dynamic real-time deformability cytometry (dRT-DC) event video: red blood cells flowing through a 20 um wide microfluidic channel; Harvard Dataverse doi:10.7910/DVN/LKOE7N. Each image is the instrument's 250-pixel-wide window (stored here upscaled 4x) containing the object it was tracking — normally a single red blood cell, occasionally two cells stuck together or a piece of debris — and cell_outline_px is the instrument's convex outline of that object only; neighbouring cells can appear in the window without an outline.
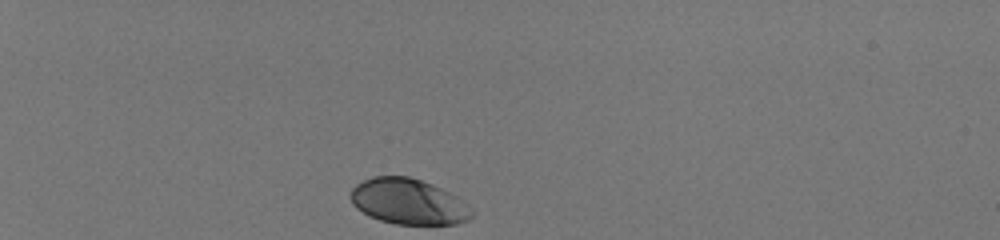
{"species": "human", "species_latin": "Homo sapiens", "temperature_condition": "room temperature", "stored_images_in_passage": 35, "camera_frame_rate_fps": 3000, "um_per_image_px": 0.085, "donor": {"sex": "male"}, "frame": {"image": 1, "passage_image": 1, "time_ms": 0.0, "image_size_px": [1000, 240], "cell_outline_px": [[476, 212], [468, 220], [456, 224], [396, 224], [380, 220], [368, 216], [356, 208], [352, 204], [348, 196], [352, 188], [356, 184], [372, 176], [408, 176], [432, 184], [456, 196], [472, 208]], "centroid_in_image_um": [34.69, 17.14], "position_along_channel_um": 50.3, "area_um2": 32.43}}
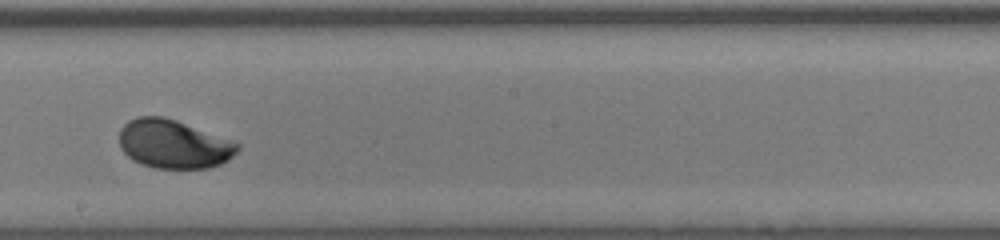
{"frame": {"image": 2, "passage_image": 20, "time_ms": 6.333, "image_size_px": [1000, 240], "cell_outline_px": [[240, 148], [228, 160], [220, 164], [208, 168], [156, 168], [140, 164], [132, 160], [120, 148], [120, 128], [128, 120], [136, 116], [164, 116], [236, 140], [240, 144]], "centroid_in_image_um": [14.78, 12.23], "position_along_channel_um": 233.4, "area_um2": 33.99}}
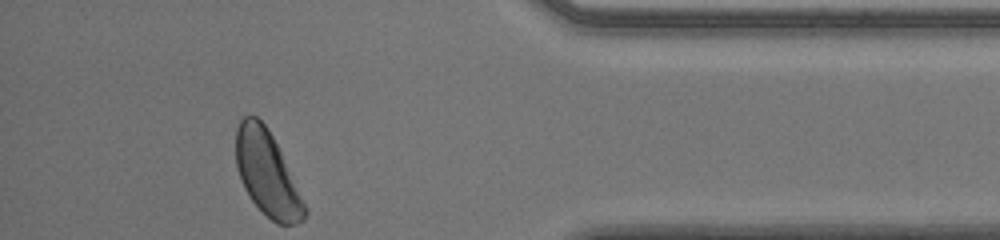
{"frame": {"image": 3, "passage_image": 35, "time_ms": 11.333, "image_size_px": [1000, 240], "cell_outline_px": [[308, 212], [304, 220], [296, 224], [276, 224], [252, 200], [244, 188], [240, 180], [236, 164], [236, 128], [240, 120], [244, 116], [256, 116], [268, 128], [308, 208]], "centroid_in_image_um": [22.71, 14.76], "position_along_channel_um": 412.5, "area_um2": 33.52}, "authors_computed_cell_mechanics": {"area_um2": 33.0616, "velocity_mm_per_s": 3.9851, "shape_relaxation_time_tau1_ms": 2.1174, "shape_relaxation_time_tau2_ms": null, "deformation_change_tau1": 0.1208, "deformation_change_tau2": null}}